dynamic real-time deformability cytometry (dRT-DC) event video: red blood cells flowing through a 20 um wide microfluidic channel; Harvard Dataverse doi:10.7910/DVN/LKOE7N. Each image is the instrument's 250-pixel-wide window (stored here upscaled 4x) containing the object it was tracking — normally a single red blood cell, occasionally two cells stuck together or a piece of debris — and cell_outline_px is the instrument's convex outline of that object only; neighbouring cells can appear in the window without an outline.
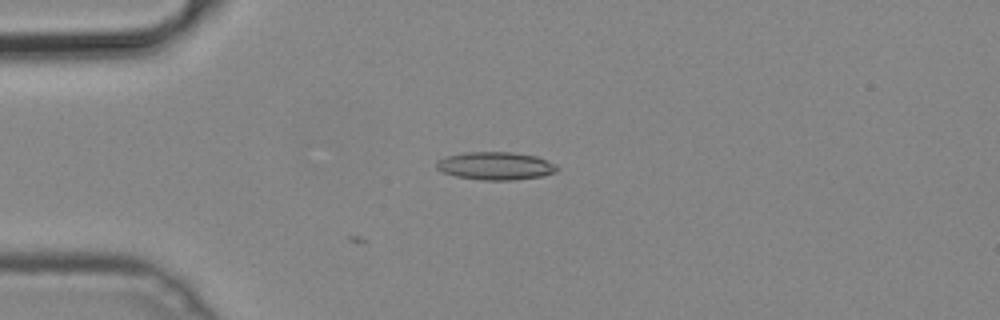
{"species": "common noctule bat (a hibernating species)", "species_latin": "Nyctalus noctula", "temperature_condition": "cold", "stored_images_in_passage": 2, "camera_frame_rate_fps": 3000, "um_per_image_px": 0.085, "animal": {"sex": "male", "body_mass_g": 19.2, "forearm_length_mm": 51.8}, "frame": {"image": 1, "passage_image": 2, "time_ms": 0.333, "image_size_px": [1000, 320], "cell_outline_px": [[560, 168], [556, 172], [544, 176], [512, 180], [484, 180], [456, 176], [444, 172], [436, 168], [436, 164], [440, 160], [448, 156], [464, 152], [512, 152], [536, 156], [556, 164]], "centroid_in_image_um": [42.18, 14.1], "position_along_channel_um": 42.8, "area_um2": 19.54}}